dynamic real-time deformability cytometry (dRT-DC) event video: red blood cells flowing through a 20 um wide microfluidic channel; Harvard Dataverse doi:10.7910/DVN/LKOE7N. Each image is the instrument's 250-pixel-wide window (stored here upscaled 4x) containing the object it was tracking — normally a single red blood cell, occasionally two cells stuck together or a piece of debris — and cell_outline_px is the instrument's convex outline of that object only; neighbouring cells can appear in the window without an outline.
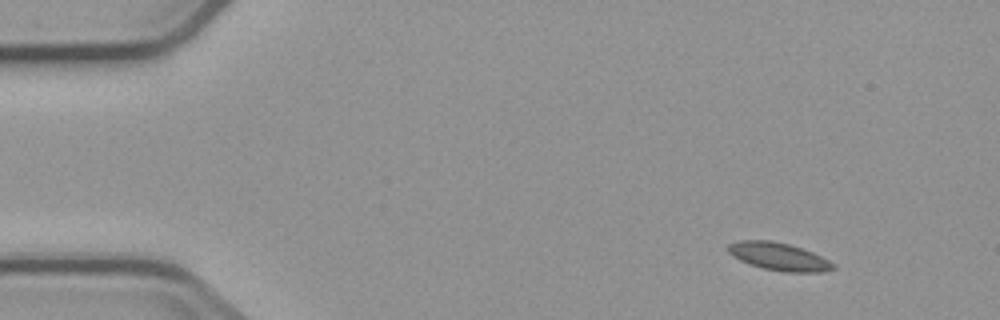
{"species": "common noctule bat (a hibernating species)", "species_latin": "Nyctalus noctula", "temperature_condition": "cold", "stored_images_in_passage": 5, "camera_frame_rate_fps": 3000, "um_per_image_px": 0.085, "animal": {"sex": "male", "body_mass_g": 23.1, "forearm_length_mm": 52.7}, "frame": {"image": 1, "passage_image": 2, "time_ms": 1.333, "image_size_px": [1000, 320], "cell_outline_px": [[836, 268], [824, 272], [784, 272], [764, 268], [740, 260], [732, 256], [728, 252], [728, 244], [736, 240], [768, 240], [788, 244], [812, 252], [836, 264]], "centroid_in_image_um": [66.2, 21.81], "position_along_channel_um": 18.8, "area_um2": 16.88}}